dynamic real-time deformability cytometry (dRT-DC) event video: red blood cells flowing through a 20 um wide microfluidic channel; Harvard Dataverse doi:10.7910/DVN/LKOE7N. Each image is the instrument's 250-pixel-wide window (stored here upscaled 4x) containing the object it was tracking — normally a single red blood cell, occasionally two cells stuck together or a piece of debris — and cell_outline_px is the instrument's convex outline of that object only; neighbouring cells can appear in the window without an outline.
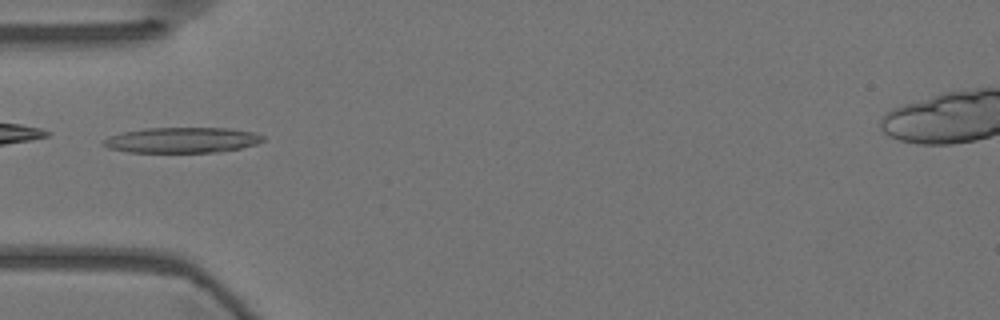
{"species": "Egyptian fruit bat (a non-hibernating species)", "species_latin": "Rousettus aegyptiacus", "temperature_condition": "warm", "stored_images_in_passage": 35, "camera_frame_rate_fps": 3000, "um_per_image_px": 0.085, "animal": {"sex": "female"}, "frame": {"image": 1, "passage_image": 1, "time_ms": 0.0, "image_size_px": [1000, 320], "cell_outline_px": [[264, 140], [256, 144], [240, 148], [220, 152], [128, 152], [108, 148], [100, 144], [100, 140], [108, 136], [124, 132], [144, 128], [232, 128], [252, 132], [264, 136]], "centroid_in_image_um": [15.43, 11.91], "position_along_channel_um": 69.6, "area_um2": 23.87}}
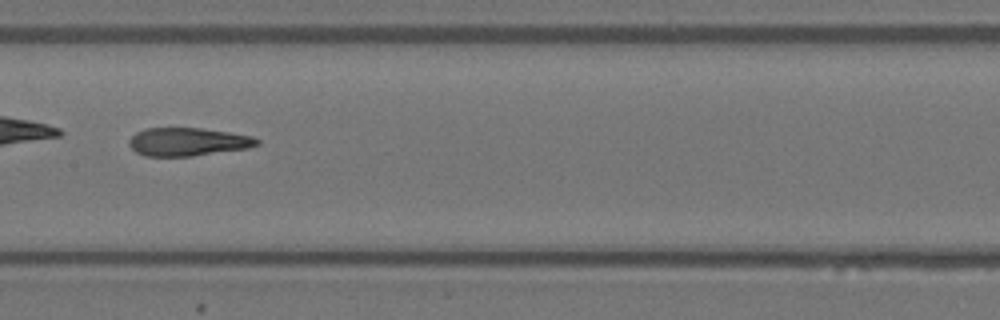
{"frame": {"image": 2, "passage_image": 11, "time_ms": 3.333, "image_size_px": [1000, 320], "cell_outline_px": [[260, 144], [248, 148], [192, 156], [144, 156], [136, 152], [128, 144], [128, 140], [136, 132], [144, 128], [200, 128], [228, 132], [252, 136], [260, 140]], "centroid_in_image_um": [15.95, 12.05], "position_along_channel_um": 191.5, "area_um2": 21.04}, "authors_computed_cell_mechanics": {"area_um2": 22.0218, "velocity_mm_per_s": 3.6093, "shape_relaxation_time_tau1_ms": null, "shape_relaxation_time_tau2_ms": 2.1255, "deformation_change_tau1": null, "deformation_change_tau2": 0.1124}}